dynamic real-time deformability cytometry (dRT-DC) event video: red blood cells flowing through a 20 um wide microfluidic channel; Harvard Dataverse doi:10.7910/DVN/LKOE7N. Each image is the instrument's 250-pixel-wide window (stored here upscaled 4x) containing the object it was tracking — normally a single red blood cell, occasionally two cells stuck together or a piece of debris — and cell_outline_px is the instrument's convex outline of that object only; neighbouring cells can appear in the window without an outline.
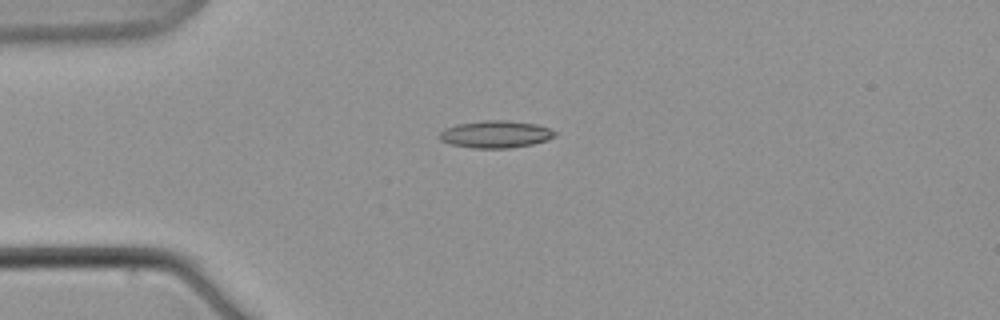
{"species": "common noctule bat (a hibernating species)", "species_latin": "Nyctalus noctula", "temperature_condition": "warm", "stored_images_in_passage": 4, "camera_frame_rate_fps": 3000, "um_per_image_px": 0.085, "animal": {"sex": "male", "body_mass_g": 21.5, "forearm_length_mm": 52.0}, "frame": {"image": 1, "passage_image": 1, "time_ms": 0.0, "image_size_px": [1000, 320], "cell_outline_px": [[556, 136], [548, 140], [532, 144], [508, 148], [472, 148], [448, 144], [440, 140], [440, 132], [444, 128], [456, 124], [484, 120], [508, 120], [536, 124], [548, 128], [556, 132]], "centroid_in_image_um": [42.11, 11.41], "position_along_channel_um": 42.9, "area_um2": 18.44}}
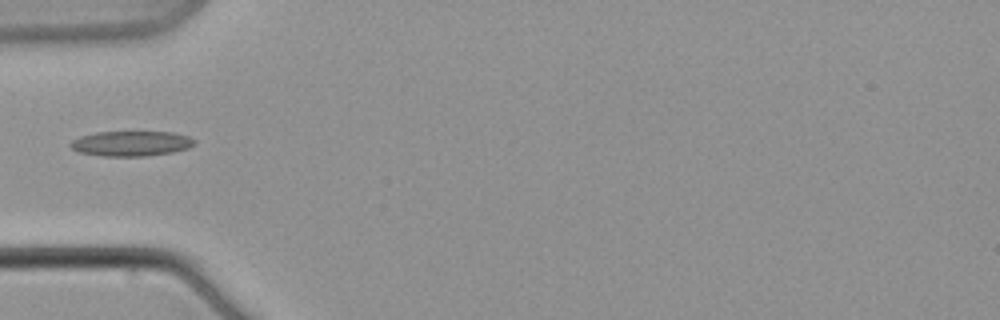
{"frame": {"image": 2, "passage_image": 2, "time_ms": 2.0, "image_size_px": [1000, 320], "cell_outline_px": [[196, 144], [188, 148], [172, 152], [144, 156], [100, 156], [80, 152], [72, 148], [68, 144], [72, 140], [80, 136], [96, 132], [172, 132], [188, 136], [196, 140]], "centroid_in_image_um": [11.15, 12.2], "position_along_channel_um": 73.8, "area_um2": 18.15}}
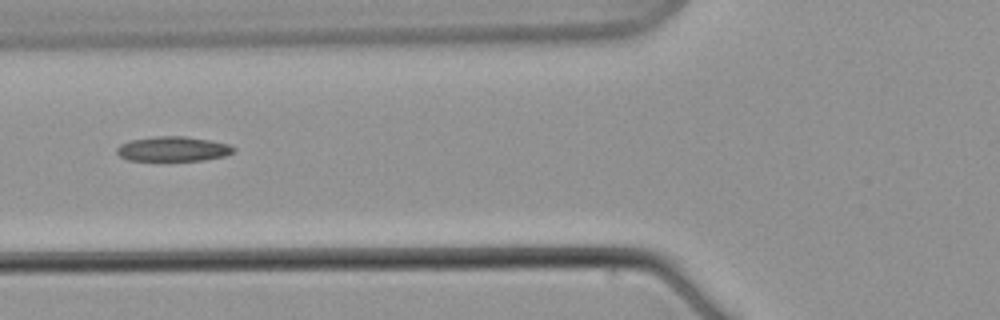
{"frame": {"image": 3, "passage_image": 3, "time_ms": 3.333, "image_size_px": [1000, 320], "cell_outline_px": [[236, 152], [224, 156], [204, 160], [128, 160], [120, 156], [116, 152], [116, 148], [120, 144], [132, 140], [156, 136], [184, 136], [208, 140], [228, 144], [236, 148]], "centroid_in_image_um": [14.72, 12.66], "position_along_channel_um": 111.1, "area_um2": 16.76}}